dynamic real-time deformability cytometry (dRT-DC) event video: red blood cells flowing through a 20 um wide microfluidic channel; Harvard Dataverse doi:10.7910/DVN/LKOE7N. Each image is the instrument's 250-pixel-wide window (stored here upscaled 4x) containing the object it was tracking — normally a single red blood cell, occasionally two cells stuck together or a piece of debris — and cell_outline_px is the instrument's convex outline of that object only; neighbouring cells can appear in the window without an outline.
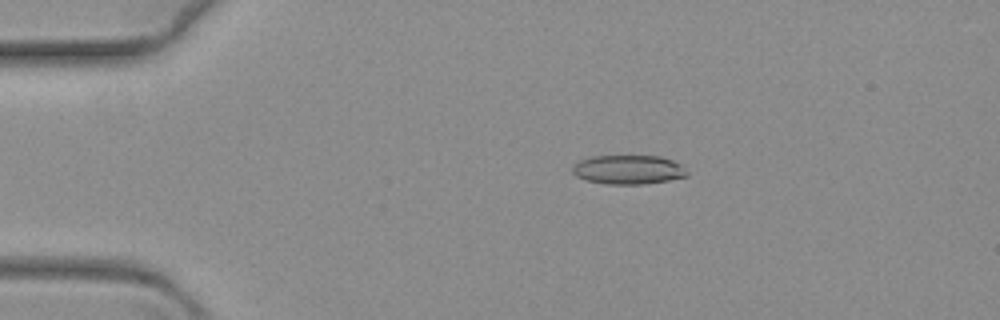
{"species": "common noctule bat (a hibernating species)", "species_latin": "Nyctalus noctula", "temperature_condition": "warm", "stored_images_in_passage": 53, "camera_frame_rate_fps": 3000, "um_per_image_px": 0.085, "animal": {"sex": "female", "body_mass_g": 19.3, "forearm_length_mm": 54.1}, "frame": {"image": 1, "passage_image": 1, "time_ms": 0.0, "image_size_px": [1000, 320], "cell_outline_px": [[688, 176], [668, 180], [640, 184], [608, 184], [588, 180], [576, 176], [572, 172], [572, 164], [580, 160], [592, 156], [660, 156], [672, 160], [680, 164], [688, 172]], "centroid_in_image_um": [53.39, 14.41], "position_along_channel_um": 31.6, "area_um2": 19.36}}
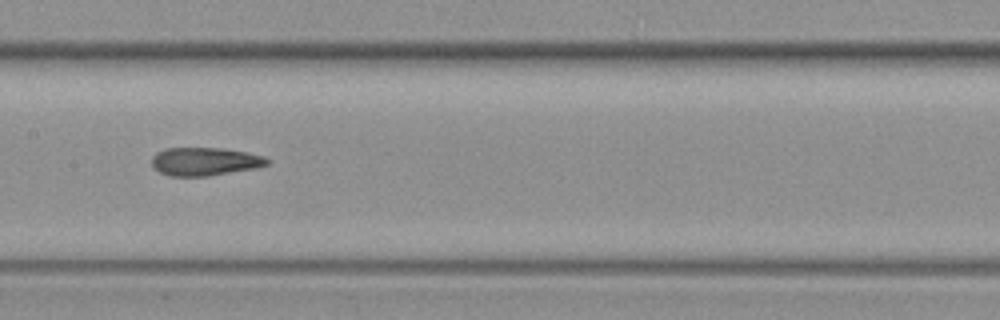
{"frame": {"image": 2, "passage_image": 21, "time_ms": 6.667, "image_size_px": [1000, 320], "cell_outline_px": [[268, 164], [256, 168], [208, 176], [168, 176], [152, 168], [152, 156], [156, 152], [164, 148], [224, 148], [248, 152], [264, 156], [268, 160]], "centroid_in_image_um": [17.38, 13.72], "position_along_channel_um": 190.0, "area_um2": 19.13}}
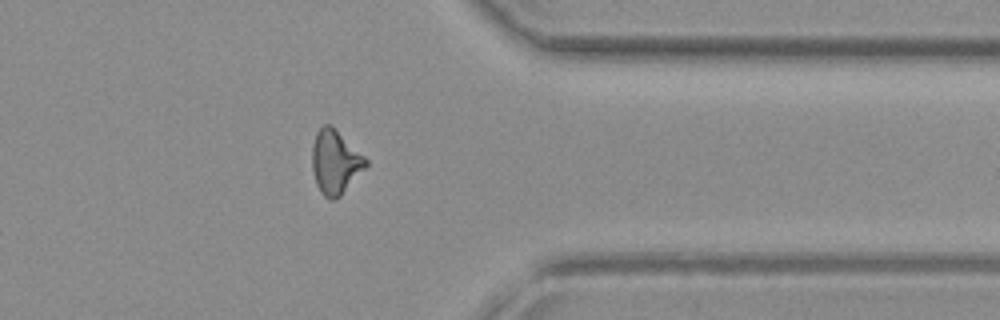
{"frame": {"image": 3, "passage_image": 40, "time_ms": 13.0, "image_size_px": [1000, 320], "cell_outline_px": [[368, 164], [340, 196], [332, 200], [328, 200], [320, 192], [316, 184], [312, 168], [312, 144], [316, 132], [324, 124], [332, 124], [368, 160]], "centroid_in_image_um": [28.47, 13.75], "position_along_channel_um": 382.9, "area_um2": 20.0}}